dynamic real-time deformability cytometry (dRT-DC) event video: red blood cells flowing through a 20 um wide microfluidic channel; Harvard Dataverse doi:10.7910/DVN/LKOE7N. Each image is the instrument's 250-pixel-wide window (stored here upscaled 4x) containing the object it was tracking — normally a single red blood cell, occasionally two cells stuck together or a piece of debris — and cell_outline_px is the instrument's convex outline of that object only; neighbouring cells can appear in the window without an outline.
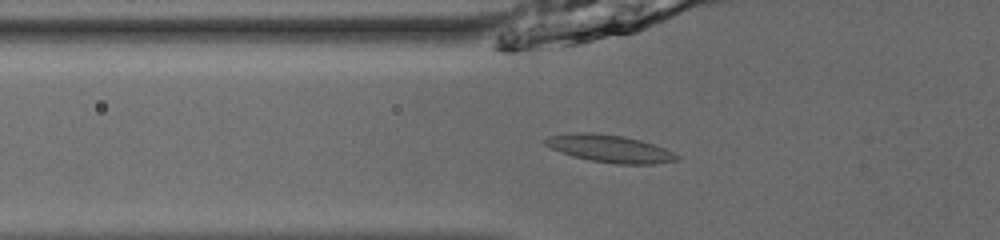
{"species": "common noctule bat (a hibernating species)", "species_latin": "Nyctalus noctula", "temperature_condition": "room temperature", "stored_images_in_passage": 39, "camera_frame_rate_fps": 3000, "um_per_image_px": 0.085, "animal": {"sex": "male", "body_mass_g": 13.0, "forearm_length_mm": 53.1}, "frame": {"image": 1, "passage_image": 6, "time_ms": 1.667, "image_size_px": [1000, 240], "cell_outline_px": [[680, 160], [656, 164], [616, 164], [592, 160], [572, 156], [560, 152], [544, 144], [544, 140], [548, 136], [576, 132], [592, 132], [624, 136], [640, 140], [664, 148], [680, 156]], "centroid_in_image_um": [51.84, 12.63], "position_along_channel_um": 74.0, "area_um2": 21.04}}
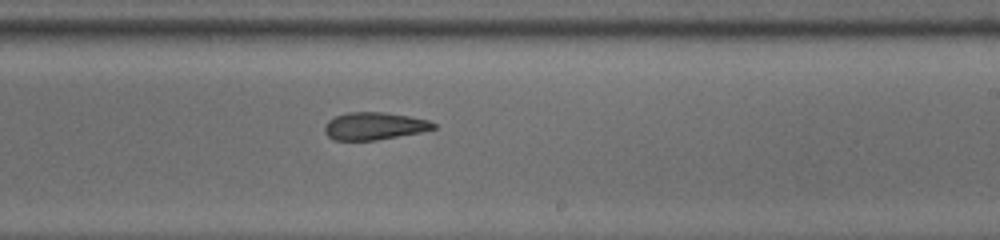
{"frame": {"image": 2, "passage_image": 20, "time_ms": 6.333, "image_size_px": [1000, 240], "cell_outline_px": [[436, 128], [420, 132], [376, 140], [332, 140], [324, 132], [324, 124], [328, 120], [336, 116], [348, 112], [384, 112], [408, 116], [428, 120], [436, 124]], "centroid_in_image_um": [31.77, 10.71], "position_along_channel_um": 257.2, "area_um2": 17.4}}
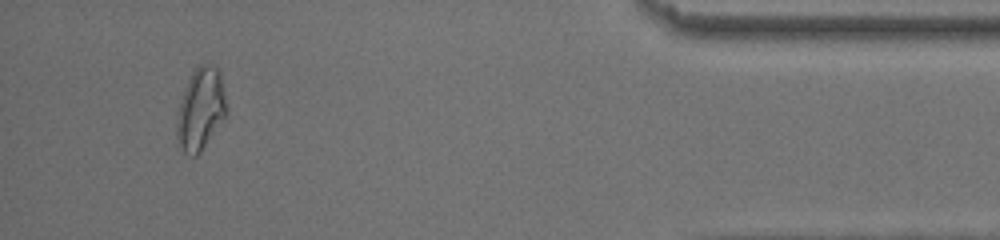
{"frame": {"image": 3, "passage_image": 36, "time_ms": 11.667, "image_size_px": [1000, 240], "cell_outline_px": [[228, 112], [200, 152], [196, 156], [192, 156], [184, 152], [176, 140], [176, 116], [184, 88], [192, 72], [200, 64], [212, 64], [220, 72], [228, 108]], "centroid_in_image_um": [17.04, 9.26], "position_along_channel_um": 418.2, "area_um2": 23.87}, "authors_computed_cell_mechanics": {"area_um2": 18.8428, "velocity_mm_per_s": 3.9211, "shape_relaxation_time_tau1_ms": 6.5222, "shape_relaxation_time_tau2_ms": 4.0518, "deformation_change_tau1": 0.1748, "deformation_change_tau2": 0.1189}}